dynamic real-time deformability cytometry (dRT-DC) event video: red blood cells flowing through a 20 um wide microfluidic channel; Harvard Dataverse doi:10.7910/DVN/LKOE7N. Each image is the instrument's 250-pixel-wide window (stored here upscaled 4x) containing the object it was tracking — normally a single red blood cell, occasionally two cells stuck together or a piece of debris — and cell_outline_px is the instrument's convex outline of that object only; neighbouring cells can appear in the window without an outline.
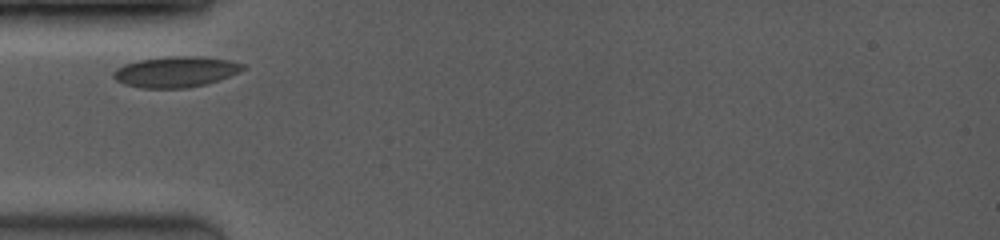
{"species": "common noctule bat (a hibernating species)", "species_latin": "Nyctalus noctula", "temperature_condition": "room temperature", "stored_images_in_passage": 2, "camera_frame_rate_fps": 3500, "um_per_image_px": 0.085, "animal": {"sex": "female", "body_mass_g": 19.0, "forearm_length_mm": 53.3}, "frame": {"image": 1, "passage_image": 1, "time_ms": 0.0, "image_size_px": [1000, 240], "cell_outline_px": [[244, 68], [240, 72], [220, 80], [208, 84], [188, 88], [140, 88], [124, 84], [116, 80], [112, 76], [112, 72], [116, 68], [124, 64], [140, 60], [168, 56], [204, 56], [232, 60], [244, 64]], "centroid_in_image_um": [14.96, 6.1], "position_along_channel_um": 70.0, "area_um2": 23.58}}